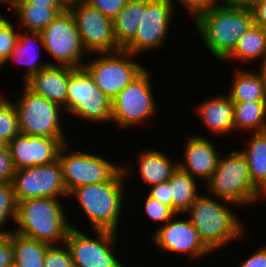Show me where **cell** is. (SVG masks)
Wrapping results in <instances>:
<instances>
[{
    "label": "cell",
    "mask_w": 266,
    "mask_h": 267,
    "mask_svg": "<svg viewBox=\"0 0 266 267\" xmlns=\"http://www.w3.org/2000/svg\"><path fill=\"white\" fill-rule=\"evenodd\" d=\"M139 151L137 157L135 156L136 161H133L136 163L131 160V163L128 160L125 162L122 160V169L126 179L131 178L132 171H134L132 169L136 167L137 170L135 168V171H138V176L140 175L142 182L150 187L167 182L178 169V160L175 161L171 156L172 154L168 155L162 149L147 148L142 150L141 148L140 153Z\"/></svg>",
    "instance_id": "19"
},
{
    "label": "cell",
    "mask_w": 266,
    "mask_h": 267,
    "mask_svg": "<svg viewBox=\"0 0 266 267\" xmlns=\"http://www.w3.org/2000/svg\"><path fill=\"white\" fill-rule=\"evenodd\" d=\"M40 49L45 50L44 41L42 40L40 32L22 31V29H20L16 46L3 62V66H7L9 61L25 66V72L20 78V80H23L22 83L24 84L38 71L50 66L48 59L46 62L41 60L39 56V54H41Z\"/></svg>",
    "instance_id": "22"
},
{
    "label": "cell",
    "mask_w": 266,
    "mask_h": 267,
    "mask_svg": "<svg viewBox=\"0 0 266 267\" xmlns=\"http://www.w3.org/2000/svg\"><path fill=\"white\" fill-rule=\"evenodd\" d=\"M199 180L181 171L179 168L167 181L172 198V210L175 213H185L191 206L193 200L201 193L198 188Z\"/></svg>",
    "instance_id": "27"
},
{
    "label": "cell",
    "mask_w": 266,
    "mask_h": 267,
    "mask_svg": "<svg viewBox=\"0 0 266 267\" xmlns=\"http://www.w3.org/2000/svg\"><path fill=\"white\" fill-rule=\"evenodd\" d=\"M19 133L18 114L15 105L4 94L0 98V137L9 143Z\"/></svg>",
    "instance_id": "32"
},
{
    "label": "cell",
    "mask_w": 266,
    "mask_h": 267,
    "mask_svg": "<svg viewBox=\"0 0 266 267\" xmlns=\"http://www.w3.org/2000/svg\"><path fill=\"white\" fill-rule=\"evenodd\" d=\"M254 25L266 31V0H258L251 7Z\"/></svg>",
    "instance_id": "42"
},
{
    "label": "cell",
    "mask_w": 266,
    "mask_h": 267,
    "mask_svg": "<svg viewBox=\"0 0 266 267\" xmlns=\"http://www.w3.org/2000/svg\"><path fill=\"white\" fill-rule=\"evenodd\" d=\"M69 141L58 154L68 195L79 186L109 181L122 169V163L111 162L99 153L73 150Z\"/></svg>",
    "instance_id": "11"
},
{
    "label": "cell",
    "mask_w": 266,
    "mask_h": 267,
    "mask_svg": "<svg viewBox=\"0 0 266 267\" xmlns=\"http://www.w3.org/2000/svg\"><path fill=\"white\" fill-rule=\"evenodd\" d=\"M68 7H46L33 3H13L10 11L17 26L26 31L41 32L57 15ZM16 16V17H15Z\"/></svg>",
    "instance_id": "25"
},
{
    "label": "cell",
    "mask_w": 266,
    "mask_h": 267,
    "mask_svg": "<svg viewBox=\"0 0 266 267\" xmlns=\"http://www.w3.org/2000/svg\"><path fill=\"white\" fill-rule=\"evenodd\" d=\"M258 0H220L219 3L227 6L251 7Z\"/></svg>",
    "instance_id": "44"
},
{
    "label": "cell",
    "mask_w": 266,
    "mask_h": 267,
    "mask_svg": "<svg viewBox=\"0 0 266 267\" xmlns=\"http://www.w3.org/2000/svg\"><path fill=\"white\" fill-rule=\"evenodd\" d=\"M200 123L209 130L211 138H222L234 133V102L224 92L206 97L194 108ZM220 136V137H219Z\"/></svg>",
    "instance_id": "20"
},
{
    "label": "cell",
    "mask_w": 266,
    "mask_h": 267,
    "mask_svg": "<svg viewBox=\"0 0 266 267\" xmlns=\"http://www.w3.org/2000/svg\"><path fill=\"white\" fill-rule=\"evenodd\" d=\"M10 21V18L3 16L0 19V59L2 62L15 48L18 41L20 28Z\"/></svg>",
    "instance_id": "33"
},
{
    "label": "cell",
    "mask_w": 266,
    "mask_h": 267,
    "mask_svg": "<svg viewBox=\"0 0 266 267\" xmlns=\"http://www.w3.org/2000/svg\"><path fill=\"white\" fill-rule=\"evenodd\" d=\"M233 206L235 209L240 208L233 202L212 197L204 192L193 200L190 208L184 213L203 243L214 253L240 238L243 239L247 231V226L243 223L244 218L234 212L238 209L235 210Z\"/></svg>",
    "instance_id": "1"
},
{
    "label": "cell",
    "mask_w": 266,
    "mask_h": 267,
    "mask_svg": "<svg viewBox=\"0 0 266 267\" xmlns=\"http://www.w3.org/2000/svg\"><path fill=\"white\" fill-rule=\"evenodd\" d=\"M92 7L97 8L102 14L114 19L124 8L128 0H85Z\"/></svg>",
    "instance_id": "37"
},
{
    "label": "cell",
    "mask_w": 266,
    "mask_h": 267,
    "mask_svg": "<svg viewBox=\"0 0 266 267\" xmlns=\"http://www.w3.org/2000/svg\"><path fill=\"white\" fill-rule=\"evenodd\" d=\"M17 98L12 99L18 114L19 131L31 136L66 138L63 107L35 94L25 84ZM63 121V122H61Z\"/></svg>",
    "instance_id": "7"
},
{
    "label": "cell",
    "mask_w": 266,
    "mask_h": 267,
    "mask_svg": "<svg viewBox=\"0 0 266 267\" xmlns=\"http://www.w3.org/2000/svg\"><path fill=\"white\" fill-rule=\"evenodd\" d=\"M14 0H0V5L3 6L5 4V7H8L6 9H11L13 6Z\"/></svg>",
    "instance_id": "46"
},
{
    "label": "cell",
    "mask_w": 266,
    "mask_h": 267,
    "mask_svg": "<svg viewBox=\"0 0 266 267\" xmlns=\"http://www.w3.org/2000/svg\"><path fill=\"white\" fill-rule=\"evenodd\" d=\"M68 138H48L19 133L7 145L15 170L55 162L62 146L69 142Z\"/></svg>",
    "instance_id": "17"
},
{
    "label": "cell",
    "mask_w": 266,
    "mask_h": 267,
    "mask_svg": "<svg viewBox=\"0 0 266 267\" xmlns=\"http://www.w3.org/2000/svg\"><path fill=\"white\" fill-rule=\"evenodd\" d=\"M14 249L13 267H44L43 259L49 244L17 234L9 233Z\"/></svg>",
    "instance_id": "28"
},
{
    "label": "cell",
    "mask_w": 266,
    "mask_h": 267,
    "mask_svg": "<svg viewBox=\"0 0 266 267\" xmlns=\"http://www.w3.org/2000/svg\"><path fill=\"white\" fill-rule=\"evenodd\" d=\"M266 54V31L261 27L252 25L238 40L234 51L224 60L237 61L239 64L252 65L259 62ZM241 62V63H240Z\"/></svg>",
    "instance_id": "26"
},
{
    "label": "cell",
    "mask_w": 266,
    "mask_h": 267,
    "mask_svg": "<svg viewBox=\"0 0 266 267\" xmlns=\"http://www.w3.org/2000/svg\"><path fill=\"white\" fill-rule=\"evenodd\" d=\"M258 63H260V67H256L257 69L259 68L257 71L260 74L262 81L265 83L266 86V54Z\"/></svg>",
    "instance_id": "45"
},
{
    "label": "cell",
    "mask_w": 266,
    "mask_h": 267,
    "mask_svg": "<svg viewBox=\"0 0 266 267\" xmlns=\"http://www.w3.org/2000/svg\"><path fill=\"white\" fill-rule=\"evenodd\" d=\"M203 136L199 133L191 132L185 137V145L183 146V159H178V168L205 183L211 178L215 172L218 160L222 152L215 141Z\"/></svg>",
    "instance_id": "18"
},
{
    "label": "cell",
    "mask_w": 266,
    "mask_h": 267,
    "mask_svg": "<svg viewBox=\"0 0 266 267\" xmlns=\"http://www.w3.org/2000/svg\"><path fill=\"white\" fill-rule=\"evenodd\" d=\"M67 115L95 126L111 124L112 99L95 84L84 68H76L69 77ZM99 123V124H98ZM97 124V125H96Z\"/></svg>",
    "instance_id": "10"
},
{
    "label": "cell",
    "mask_w": 266,
    "mask_h": 267,
    "mask_svg": "<svg viewBox=\"0 0 266 267\" xmlns=\"http://www.w3.org/2000/svg\"><path fill=\"white\" fill-rule=\"evenodd\" d=\"M67 4L71 3V2H75V1H80V0H64Z\"/></svg>",
    "instance_id": "49"
},
{
    "label": "cell",
    "mask_w": 266,
    "mask_h": 267,
    "mask_svg": "<svg viewBox=\"0 0 266 267\" xmlns=\"http://www.w3.org/2000/svg\"><path fill=\"white\" fill-rule=\"evenodd\" d=\"M4 69V66H3V62L2 60L0 59V72Z\"/></svg>",
    "instance_id": "48"
},
{
    "label": "cell",
    "mask_w": 266,
    "mask_h": 267,
    "mask_svg": "<svg viewBox=\"0 0 266 267\" xmlns=\"http://www.w3.org/2000/svg\"><path fill=\"white\" fill-rule=\"evenodd\" d=\"M64 200L33 198L18 201L13 231L49 245L63 244L72 227Z\"/></svg>",
    "instance_id": "4"
},
{
    "label": "cell",
    "mask_w": 266,
    "mask_h": 267,
    "mask_svg": "<svg viewBox=\"0 0 266 267\" xmlns=\"http://www.w3.org/2000/svg\"><path fill=\"white\" fill-rule=\"evenodd\" d=\"M8 143L0 137V149L6 148Z\"/></svg>",
    "instance_id": "47"
},
{
    "label": "cell",
    "mask_w": 266,
    "mask_h": 267,
    "mask_svg": "<svg viewBox=\"0 0 266 267\" xmlns=\"http://www.w3.org/2000/svg\"><path fill=\"white\" fill-rule=\"evenodd\" d=\"M82 45L87 54L111 53L121 50L113 34V20L92 7L85 0L68 4Z\"/></svg>",
    "instance_id": "15"
},
{
    "label": "cell",
    "mask_w": 266,
    "mask_h": 267,
    "mask_svg": "<svg viewBox=\"0 0 266 267\" xmlns=\"http://www.w3.org/2000/svg\"><path fill=\"white\" fill-rule=\"evenodd\" d=\"M4 95V93L2 92V90L0 91V98Z\"/></svg>",
    "instance_id": "50"
},
{
    "label": "cell",
    "mask_w": 266,
    "mask_h": 267,
    "mask_svg": "<svg viewBox=\"0 0 266 267\" xmlns=\"http://www.w3.org/2000/svg\"><path fill=\"white\" fill-rule=\"evenodd\" d=\"M4 16V14L2 12H0V19Z\"/></svg>",
    "instance_id": "51"
},
{
    "label": "cell",
    "mask_w": 266,
    "mask_h": 267,
    "mask_svg": "<svg viewBox=\"0 0 266 267\" xmlns=\"http://www.w3.org/2000/svg\"><path fill=\"white\" fill-rule=\"evenodd\" d=\"M253 249L254 252L247 256V259L239 263L236 267H266V244Z\"/></svg>",
    "instance_id": "41"
},
{
    "label": "cell",
    "mask_w": 266,
    "mask_h": 267,
    "mask_svg": "<svg viewBox=\"0 0 266 267\" xmlns=\"http://www.w3.org/2000/svg\"><path fill=\"white\" fill-rule=\"evenodd\" d=\"M224 154L220 155L215 172L205 183V192L241 208L263 202L266 196L252 183L247 160L240 149Z\"/></svg>",
    "instance_id": "5"
},
{
    "label": "cell",
    "mask_w": 266,
    "mask_h": 267,
    "mask_svg": "<svg viewBox=\"0 0 266 267\" xmlns=\"http://www.w3.org/2000/svg\"><path fill=\"white\" fill-rule=\"evenodd\" d=\"M15 171L8 146L0 149V183L12 182Z\"/></svg>",
    "instance_id": "38"
},
{
    "label": "cell",
    "mask_w": 266,
    "mask_h": 267,
    "mask_svg": "<svg viewBox=\"0 0 266 267\" xmlns=\"http://www.w3.org/2000/svg\"><path fill=\"white\" fill-rule=\"evenodd\" d=\"M12 185L17 202L33 198L69 199L58 160L47 165L16 170Z\"/></svg>",
    "instance_id": "16"
},
{
    "label": "cell",
    "mask_w": 266,
    "mask_h": 267,
    "mask_svg": "<svg viewBox=\"0 0 266 267\" xmlns=\"http://www.w3.org/2000/svg\"><path fill=\"white\" fill-rule=\"evenodd\" d=\"M239 149L245 156L252 183L266 196V131L249 132Z\"/></svg>",
    "instance_id": "24"
},
{
    "label": "cell",
    "mask_w": 266,
    "mask_h": 267,
    "mask_svg": "<svg viewBox=\"0 0 266 267\" xmlns=\"http://www.w3.org/2000/svg\"><path fill=\"white\" fill-rule=\"evenodd\" d=\"M175 13L172 0H141V20L136 35L123 49L138 56L164 48Z\"/></svg>",
    "instance_id": "13"
},
{
    "label": "cell",
    "mask_w": 266,
    "mask_h": 267,
    "mask_svg": "<svg viewBox=\"0 0 266 267\" xmlns=\"http://www.w3.org/2000/svg\"><path fill=\"white\" fill-rule=\"evenodd\" d=\"M238 131H266V101L234 102V133Z\"/></svg>",
    "instance_id": "29"
},
{
    "label": "cell",
    "mask_w": 266,
    "mask_h": 267,
    "mask_svg": "<svg viewBox=\"0 0 266 267\" xmlns=\"http://www.w3.org/2000/svg\"><path fill=\"white\" fill-rule=\"evenodd\" d=\"M146 199H144V214L148 217L149 220L158 224L157 228L162 227L168 221L172 219V217L176 214L169 206L159 202L158 200L146 195Z\"/></svg>",
    "instance_id": "34"
},
{
    "label": "cell",
    "mask_w": 266,
    "mask_h": 267,
    "mask_svg": "<svg viewBox=\"0 0 266 267\" xmlns=\"http://www.w3.org/2000/svg\"><path fill=\"white\" fill-rule=\"evenodd\" d=\"M14 3H33L46 7H68L64 0H14Z\"/></svg>",
    "instance_id": "43"
},
{
    "label": "cell",
    "mask_w": 266,
    "mask_h": 267,
    "mask_svg": "<svg viewBox=\"0 0 266 267\" xmlns=\"http://www.w3.org/2000/svg\"><path fill=\"white\" fill-rule=\"evenodd\" d=\"M76 68L50 65L34 74L24 84L49 101L64 108L67 115V88L70 74Z\"/></svg>",
    "instance_id": "21"
},
{
    "label": "cell",
    "mask_w": 266,
    "mask_h": 267,
    "mask_svg": "<svg viewBox=\"0 0 266 267\" xmlns=\"http://www.w3.org/2000/svg\"><path fill=\"white\" fill-rule=\"evenodd\" d=\"M126 180L121 169L111 180L79 186L73 189L68 197L77 202L78 208L85 216L92 230H108L119 233L122 213L124 215ZM125 184V185H124ZM125 191V192H124ZM73 199H72V198ZM120 224V225H119Z\"/></svg>",
    "instance_id": "3"
},
{
    "label": "cell",
    "mask_w": 266,
    "mask_h": 267,
    "mask_svg": "<svg viewBox=\"0 0 266 267\" xmlns=\"http://www.w3.org/2000/svg\"><path fill=\"white\" fill-rule=\"evenodd\" d=\"M65 239L75 267H127L117 255L119 234L108 230H92V234L71 224ZM80 229V230H79ZM85 232V233H84ZM116 246V247H115ZM123 261V263H122ZM125 265V266H124Z\"/></svg>",
    "instance_id": "9"
},
{
    "label": "cell",
    "mask_w": 266,
    "mask_h": 267,
    "mask_svg": "<svg viewBox=\"0 0 266 267\" xmlns=\"http://www.w3.org/2000/svg\"><path fill=\"white\" fill-rule=\"evenodd\" d=\"M140 20L141 0H128L113 19L114 38L121 49L135 37Z\"/></svg>",
    "instance_id": "30"
},
{
    "label": "cell",
    "mask_w": 266,
    "mask_h": 267,
    "mask_svg": "<svg viewBox=\"0 0 266 267\" xmlns=\"http://www.w3.org/2000/svg\"><path fill=\"white\" fill-rule=\"evenodd\" d=\"M14 266V249L8 234H0V267Z\"/></svg>",
    "instance_id": "39"
},
{
    "label": "cell",
    "mask_w": 266,
    "mask_h": 267,
    "mask_svg": "<svg viewBox=\"0 0 266 267\" xmlns=\"http://www.w3.org/2000/svg\"><path fill=\"white\" fill-rule=\"evenodd\" d=\"M17 203L12 182L0 183V234H8L13 231V227L10 225L14 226ZM7 223L10 224L9 227Z\"/></svg>",
    "instance_id": "31"
},
{
    "label": "cell",
    "mask_w": 266,
    "mask_h": 267,
    "mask_svg": "<svg viewBox=\"0 0 266 267\" xmlns=\"http://www.w3.org/2000/svg\"><path fill=\"white\" fill-rule=\"evenodd\" d=\"M238 68L233 69L230 89L225 91L229 98L233 102L266 101V86L260 74L254 68Z\"/></svg>",
    "instance_id": "23"
},
{
    "label": "cell",
    "mask_w": 266,
    "mask_h": 267,
    "mask_svg": "<svg viewBox=\"0 0 266 267\" xmlns=\"http://www.w3.org/2000/svg\"><path fill=\"white\" fill-rule=\"evenodd\" d=\"M148 189V196L158 200L172 209V198H170V188L168 182L150 186Z\"/></svg>",
    "instance_id": "40"
},
{
    "label": "cell",
    "mask_w": 266,
    "mask_h": 267,
    "mask_svg": "<svg viewBox=\"0 0 266 267\" xmlns=\"http://www.w3.org/2000/svg\"><path fill=\"white\" fill-rule=\"evenodd\" d=\"M50 65L83 68L88 57L69 8L58 15L40 32ZM86 57V58H85ZM85 59V60H84Z\"/></svg>",
    "instance_id": "12"
},
{
    "label": "cell",
    "mask_w": 266,
    "mask_h": 267,
    "mask_svg": "<svg viewBox=\"0 0 266 267\" xmlns=\"http://www.w3.org/2000/svg\"><path fill=\"white\" fill-rule=\"evenodd\" d=\"M88 56L83 68L93 78L96 86L110 99L118 95L147 68L141 61L136 60L138 56L124 49Z\"/></svg>",
    "instance_id": "8"
},
{
    "label": "cell",
    "mask_w": 266,
    "mask_h": 267,
    "mask_svg": "<svg viewBox=\"0 0 266 267\" xmlns=\"http://www.w3.org/2000/svg\"><path fill=\"white\" fill-rule=\"evenodd\" d=\"M153 231L151 243L165 254L185 255L193 262L213 254L184 213H176L165 225Z\"/></svg>",
    "instance_id": "14"
},
{
    "label": "cell",
    "mask_w": 266,
    "mask_h": 267,
    "mask_svg": "<svg viewBox=\"0 0 266 267\" xmlns=\"http://www.w3.org/2000/svg\"><path fill=\"white\" fill-rule=\"evenodd\" d=\"M190 23L207 52L220 62L234 51L239 38L254 24L250 7L221 3L202 12Z\"/></svg>",
    "instance_id": "2"
},
{
    "label": "cell",
    "mask_w": 266,
    "mask_h": 267,
    "mask_svg": "<svg viewBox=\"0 0 266 267\" xmlns=\"http://www.w3.org/2000/svg\"><path fill=\"white\" fill-rule=\"evenodd\" d=\"M175 1L179 2L180 5L184 7L188 15L190 14L189 20L191 21L194 20L202 12L207 11L209 8L218 3L217 0H172L176 10L178 9L176 8L177 3Z\"/></svg>",
    "instance_id": "36"
},
{
    "label": "cell",
    "mask_w": 266,
    "mask_h": 267,
    "mask_svg": "<svg viewBox=\"0 0 266 267\" xmlns=\"http://www.w3.org/2000/svg\"><path fill=\"white\" fill-rule=\"evenodd\" d=\"M62 245V246H61ZM44 267H75L65 243L50 245L44 255Z\"/></svg>",
    "instance_id": "35"
},
{
    "label": "cell",
    "mask_w": 266,
    "mask_h": 267,
    "mask_svg": "<svg viewBox=\"0 0 266 267\" xmlns=\"http://www.w3.org/2000/svg\"><path fill=\"white\" fill-rule=\"evenodd\" d=\"M148 67L112 99L111 124L123 131L142 127L151 117H157V99L154 96L153 76ZM156 99V100H155ZM142 124V126H141Z\"/></svg>",
    "instance_id": "6"
}]
</instances>
